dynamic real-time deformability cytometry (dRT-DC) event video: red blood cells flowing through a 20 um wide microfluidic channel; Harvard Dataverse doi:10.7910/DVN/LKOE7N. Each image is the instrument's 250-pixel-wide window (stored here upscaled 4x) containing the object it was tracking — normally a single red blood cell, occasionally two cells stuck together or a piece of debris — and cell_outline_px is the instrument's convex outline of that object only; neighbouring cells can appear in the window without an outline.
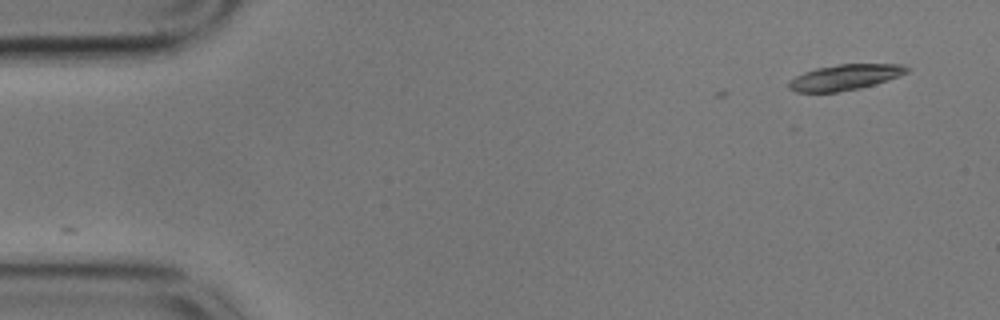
{"species": "common noctule bat (a hibernating species)", "species_latin": "Nyctalus noctula", "temperature_condition": "cold", "stored_images_in_passage": 4, "camera_frame_rate_fps": 3000, "um_per_image_px": 0.085, "animal": {"sex": "male", "body_mass_g": 17.9}, "frame": {"image": 1, "passage_image": 1, "time_ms": 0.0, "image_size_px": [1000, 320], "cell_outline_px": [[908, 72], [900, 76], [888, 80], [860, 88], [836, 92], [796, 92], [788, 88], [788, 80], [804, 72], [816, 68], [840, 64], [904, 64], [908, 68]], "centroid_in_image_um": [71.81, 6.56], "position_along_channel_um": 13.2, "area_um2": 17.63}}